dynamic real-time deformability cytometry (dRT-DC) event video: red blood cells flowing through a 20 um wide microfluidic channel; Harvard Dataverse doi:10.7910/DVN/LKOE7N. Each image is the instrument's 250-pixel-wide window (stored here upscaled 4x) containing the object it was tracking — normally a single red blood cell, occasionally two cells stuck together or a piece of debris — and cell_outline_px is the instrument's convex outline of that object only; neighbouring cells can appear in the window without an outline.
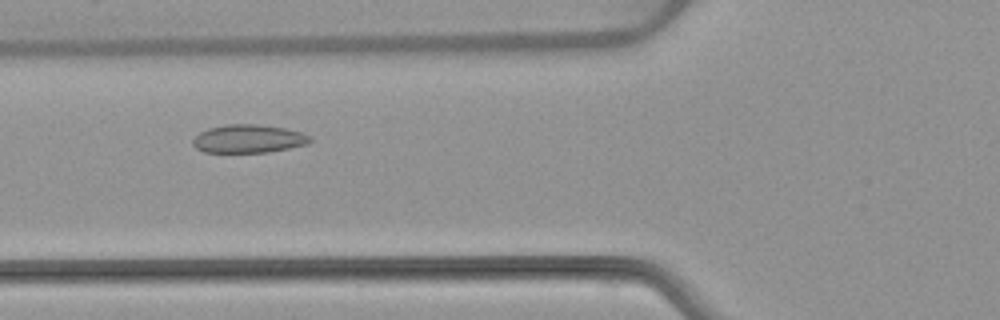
{"species": "common noctule bat (a hibernating species)", "species_latin": "Nyctalus noctula", "temperature_condition": "warm", "stored_images_in_passage": 51, "camera_frame_rate_fps": 3000, "um_per_image_px": 0.085, "animal": {"sex": "female", "body_mass_g": 22.7, "forearm_length_mm": 54.2}, "frame": {"image": 1, "passage_image": 18, "time_ms": 5.667, "image_size_px": [1000, 320], "cell_outline_px": [[312, 140], [308, 144], [268, 152], [204, 152], [196, 148], [192, 144], [192, 140], [200, 132], [208, 128], [228, 124], [256, 124], [284, 128], [304, 132], [312, 136]], "centroid_in_image_um": [21.15, 11.79], "position_along_channel_um": 104.7, "area_um2": 19.36}}
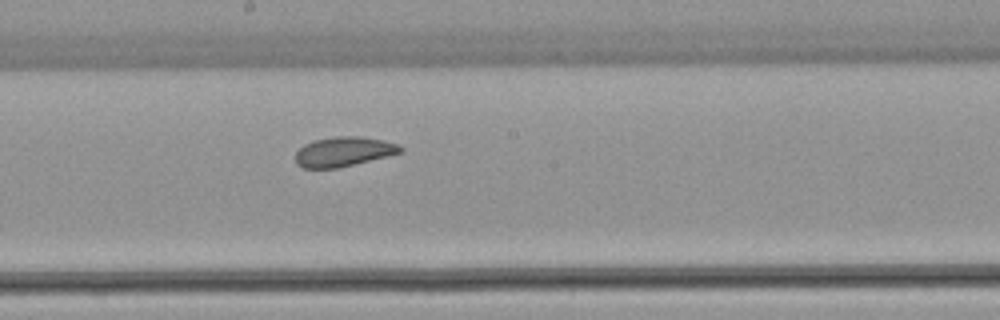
{"frame": {"image": 2, "passage_image": 27, "time_ms": 8.667, "image_size_px": [1000, 320], "cell_outline_px": [[404, 152], [336, 168], [300, 168], [296, 164], [296, 152], [304, 144], [312, 140], [336, 136], [360, 136], [384, 140], [400, 144], [404, 148]], "centroid_in_image_um": [29.22, 12.88], "position_along_channel_um": 219.0, "area_um2": 18.26}}
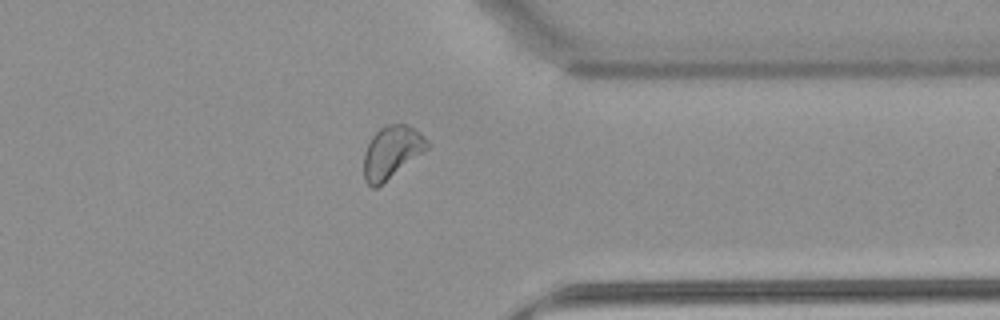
{"frame": {"image": 3, "passage_image": 40, "time_ms": 13.0, "image_size_px": [1000, 320], "cell_outline_px": [[432, 144], [428, 148], [376, 188], [372, 188], [364, 180], [364, 152], [372, 136], [380, 128], [388, 124], [404, 124], [420, 132]], "centroid_in_image_um": [33.29, 12.92], "position_along_channel_um": 378.1, "area_um2": 19.07}, "authors_computed_cell_mechanics": {"area_um2": 19.7098, "velocity_mm_per_s": 3.805, "shape_relaxation_time_tau1_ms": null, "shape_relaxation_time_tau2_ms": 1.2906, "deformation_change_tau1": null, "deformation_change_tau2": 0.0679}}